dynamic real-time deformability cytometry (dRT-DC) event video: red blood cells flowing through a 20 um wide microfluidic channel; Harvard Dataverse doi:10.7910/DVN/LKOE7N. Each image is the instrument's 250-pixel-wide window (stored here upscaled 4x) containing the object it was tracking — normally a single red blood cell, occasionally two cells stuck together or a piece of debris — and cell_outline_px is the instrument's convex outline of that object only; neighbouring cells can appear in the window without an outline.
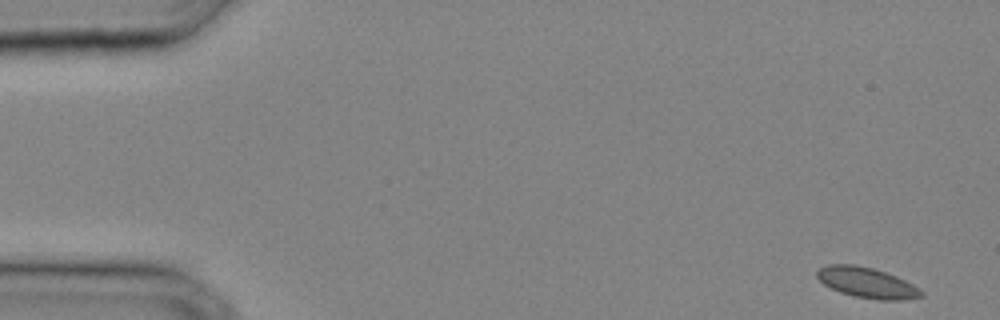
{"species": "common noctule bat (a hibernating species)", "species_latin": "Nyctalus noctula", "temperature_condition": "cold", "stored_images_in_passage": 33, "camera_frame_rate_fps": 3000, "um_per_image_px": 0.085, "animal": {"sex": "male", "body_mass_g": 20.4}, "frame": {"image": 1, "passage_image": 1, "time_ms": 0.0, "image_size_px": [1000, 320], "cell_outline_px": [[924, 296], [904, 300], [880, 300], [856, 296], [840, 292], [824, 284], [816, 276], [816, 272], [820, 268], [828, 264], [856, 264], [872, 268], [896, 276], [920, 288], [924, 292]], "centroid_in_image_um": [73.71, 24.02], "position_along_channel_um": 11.3, "area_um2": 18.44}}
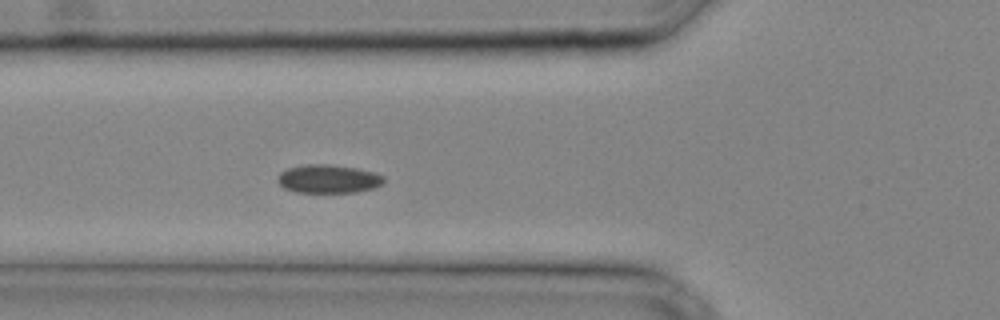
{"frame": {"image": 2, "passage_image": 12, "time_ms": 3.667, "image_size_px": [1000, 320], "cell_outline_px": [[384, 184], [372, 188], [356, 192], [296, 192], [284, 188], [276, 180], [276, 176], [280, 172], [288, 168], [304, 164], [328, 164], [356, 168], [372, 172], [384, 176]], "centroid_in_image_um": [27.87, 15.2], "position_along_channel_um": 97.9, "area_um2": 17.63}}
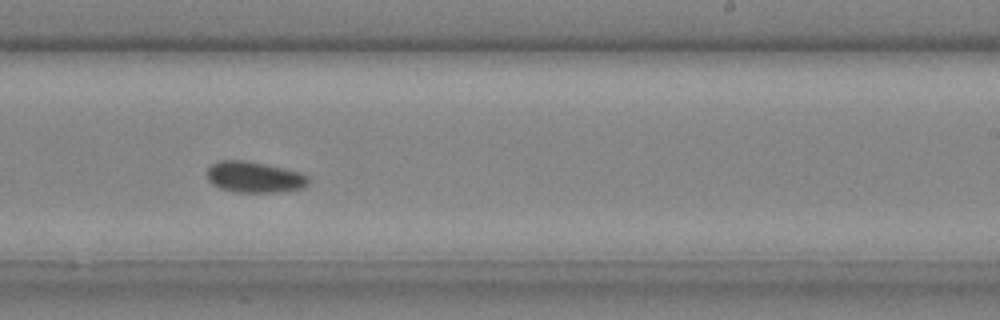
{"frame": {"image": 3, "passage_image": 21, "time_ms": 6.667, "image_size_px": [1000, 320], "cell_outline_px": [[308, 184], [304, 188], [276, 192], [236, 192], [220, 188], [212, 184], [208, 180], [208, 168], [212, 164], [220, 160], [248, 160], [284, 168], [300, 172], [308, 176]], "centroid_in_image_um": [21.63, 15.05], "position_along_channel_um": 267.4, "area_um2": 18.38}}